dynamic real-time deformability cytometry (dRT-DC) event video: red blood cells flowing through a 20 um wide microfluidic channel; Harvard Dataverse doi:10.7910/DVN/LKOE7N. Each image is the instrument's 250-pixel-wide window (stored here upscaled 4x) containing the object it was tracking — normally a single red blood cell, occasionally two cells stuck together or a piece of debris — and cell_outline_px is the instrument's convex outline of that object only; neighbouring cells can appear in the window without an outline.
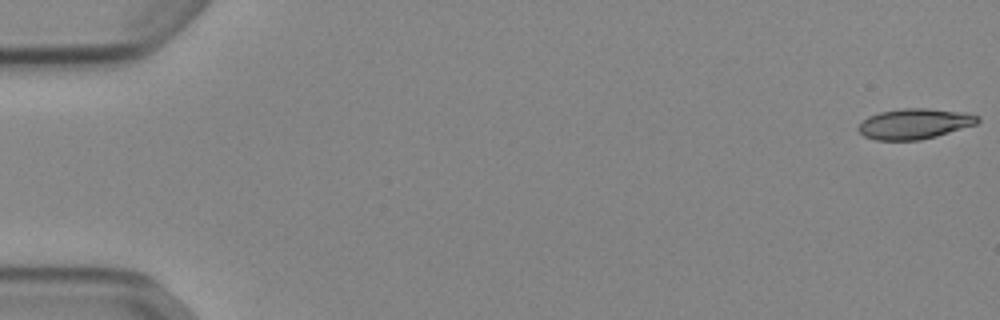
{"species": "Egyptian fruit bat (a non-hibernating species)", "species_latin": "Rousettus aegyptiacus", "temperature_condition": "cold", "stored_images_in_passage": 53, "camera_frame_rate_fps": 3000, "um_per_image_px": 0.085, "animal": {"sex": "female"}, "frame": {"image": 1, "passage_image": 1, "time_ms": 0.0, "image_size_px": [1000, 320], "cell_outline_px": [[980, 120], [976, 124], [936, 136], [920, 140], [876, 140], [864, 136], [856, 128], [868, 116], [880, 112], [904, 108], [924, 108], [964, 112], [980, 116]], "centroid_in_image_um": [77.73, 10.52], "position_along_channel_um": 7.3, "area_um2": 21.04}}
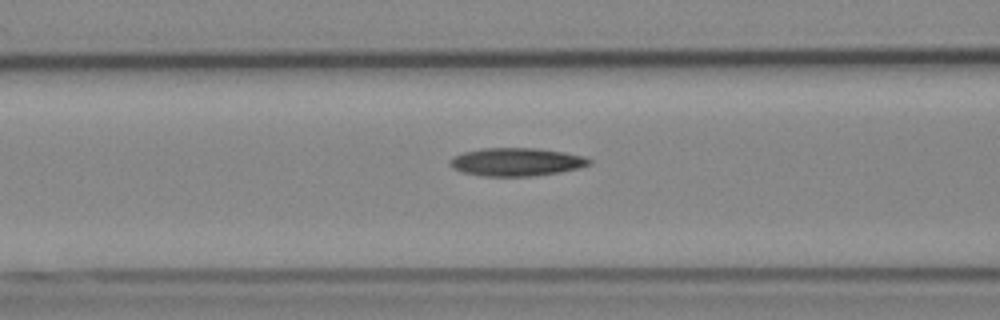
{"frame": {"image": 2, "passage_image": 22, "time_ms": 7.0, "image_size_px": [1000, 320], "cell_outline_px": [[592, 164], [580, 168], [560, 172], [536, 176], [480, 176], [464, 172], [452, 168], [448, 164], [448, 160], [452, 156], [464, 152], [480, 148], [536, 148], [564, 152], [584, 156], [592, 160]], "centroid_in_image_um": [43.89, 13.76], "position_along_channel_um": 122.7, "area_um2": 23.12}}
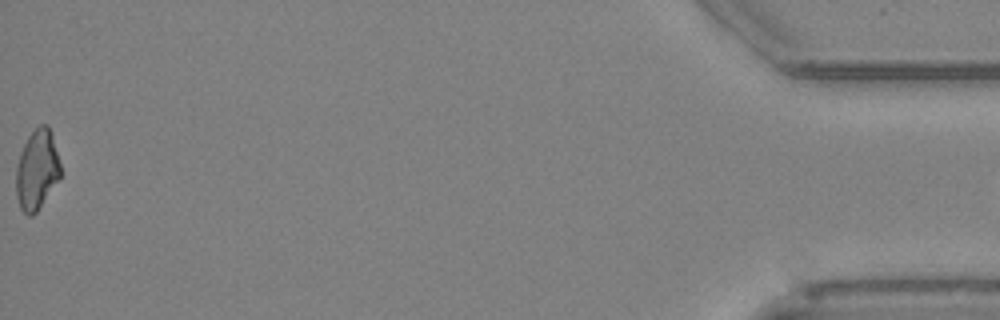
{"frame": {"image": 3, "passage_image": 53, "time_ms": 17.333, "image_size_px": [1000, 320], "cell_outline_px": [[60, 176], [36, 212], [32, 216], [28, 216], [20, 208], [16, 196], [16, 168], [20, 152], [28, 136], [40, 124], [48, 124], [52, 136], [60, 164]], "centroid_in_image_um": [3.11, 14.43], "position_along_channel_um": 432.1, "area_um2": 20.35}, "authors_computed_cell_mechanics": {"area_um2": 21.675, "velocity_mm_per_s": 3.9056, "shape_relaxation_time_tau1_ms": 6.5917, "shape_relaxation_time_tau2_ms": 10.5217, "deformation_change_tau1": 0.1846, "deformation_change_tau2": 0.2425}}